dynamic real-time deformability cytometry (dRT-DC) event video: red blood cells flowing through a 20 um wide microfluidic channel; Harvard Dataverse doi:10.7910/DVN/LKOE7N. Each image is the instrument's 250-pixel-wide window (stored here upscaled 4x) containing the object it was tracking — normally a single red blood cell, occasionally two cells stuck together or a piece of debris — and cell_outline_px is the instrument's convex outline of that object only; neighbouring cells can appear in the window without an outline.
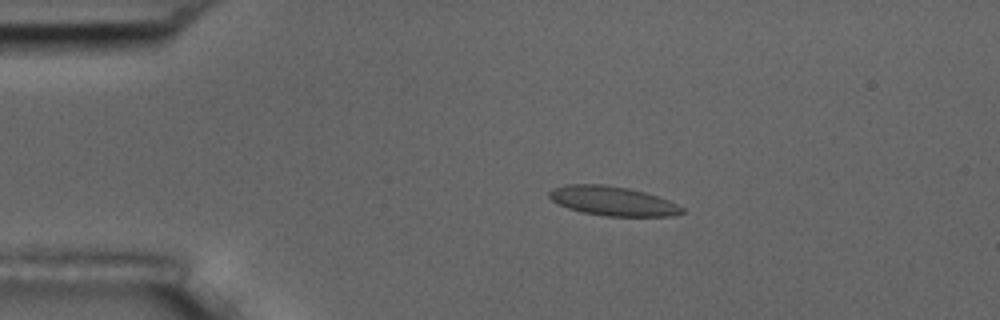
{"species": "common noctule bat (a hibernating species)", "species_latin": "Nyctalus noctula", "temperature_condition": "room temperature", "stored_images_in_passage": 9, "camera_frame_rate_fps": 3000, "um_per_image_px": 0.085, "animal": {"sex": "male", "body_mass_g": 17.5, "forearm_length_mm": 52.3}, "frame": {"image": 1, "passage_image": 3, "time_ms": 2.333, "image_size_px": [1000, 320], "cell_outline_px": [[684, 212], [672, 216], [608, 216], [584, 212], [568, 208], [552, 200], [548, 196], [548, 192], [552, 188], [564, 184], [604, 184], [628, 188], [644, 192], [668, 200], [684, 208]], "centroid_in_image_um": [52.05, 17.07], "position_along_channel_um": 32.9, "area_um2": 22.54}}
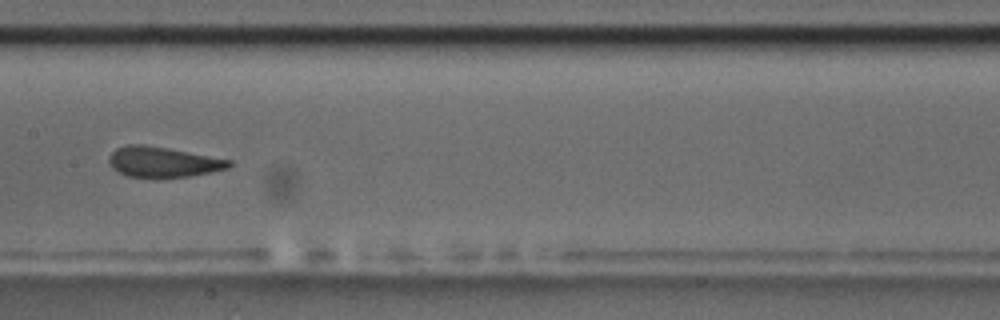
{"frame": {"image": 2, "passage_image": 8, "time_ms": 8.0, "image_size_px": [1000, 320], "cell_outline_px": [[232, 164], [228, 168], [212, 172], [188, 176], [160, 180], [128, 176], [112, 168], [108, 160], [108, 156], [116, 148], [128, 144], [144, 144], [168, 148], [232, 160]], "centroid_in_image_um": [13.83, 13.79], "position_along_channel_um": 193.6, "area_um2": 21.79}}